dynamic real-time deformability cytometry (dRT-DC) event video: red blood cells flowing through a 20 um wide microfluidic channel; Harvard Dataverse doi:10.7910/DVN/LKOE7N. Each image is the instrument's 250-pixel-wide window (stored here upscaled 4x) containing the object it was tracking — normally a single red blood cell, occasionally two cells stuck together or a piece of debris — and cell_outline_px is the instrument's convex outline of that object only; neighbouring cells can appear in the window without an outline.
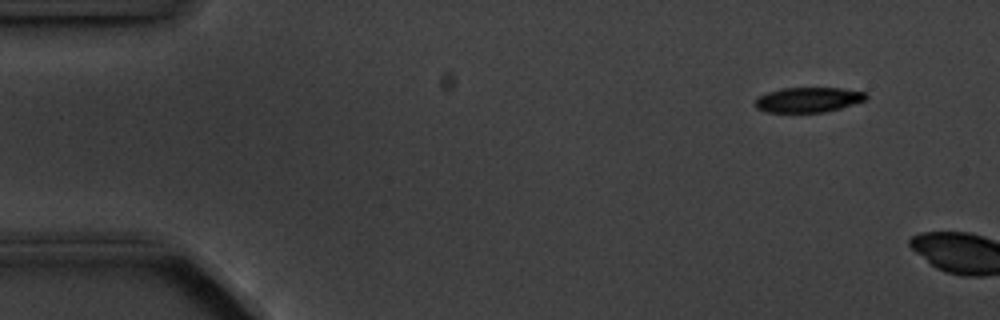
{"species": "common noctule bat (a hibernating species)", "species_latin": "Nyctalus noctula", "temperature_condition": "cold", "stored_images_in_passage": 2, "camera_frame_rate_fps": 3000, "um_per_image_px": 0.085, "animal": {"sex": "male", "body_mass_g": 20.1, "forearm_length_mm": 53.5}, "frame": {"image": 1, "passage_image": 1, "time_ms": 0.0, "image_size_px": [1000, 320], "cell_outline_px": [[868, 96], [864, 100], [840, 108], [824, 112], [764, 112], [756, 108], [756, 100], [760, 96], [768, 92], [780, 88], [840, 88], [868, 92]], "centroid_in_image_um": [68.71, 8.47], "position_along_channel_um": 16.3, "area_um2": 16.07}}